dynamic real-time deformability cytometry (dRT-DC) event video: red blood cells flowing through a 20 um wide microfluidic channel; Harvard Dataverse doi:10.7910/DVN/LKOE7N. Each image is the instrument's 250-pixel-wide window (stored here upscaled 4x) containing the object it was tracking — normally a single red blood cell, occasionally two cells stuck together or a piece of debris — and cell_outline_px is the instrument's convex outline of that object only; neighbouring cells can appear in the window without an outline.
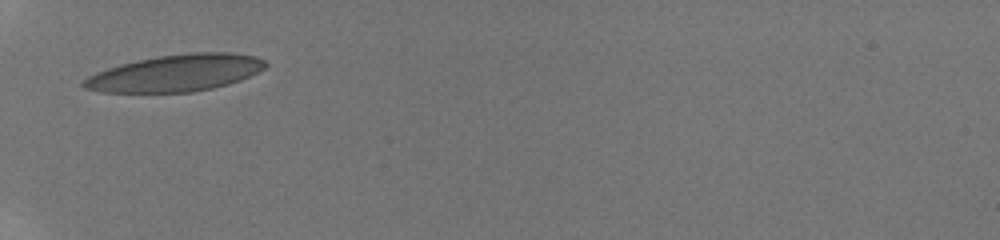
{"species": "human", "species_latin": "Homo sapiens", "temperature_condition": "room temperature", "stored_images_in_passage": 31, "camera_frame_rate_fps": 3000, "um_per_image_px": 0.085, "donor": {"sex": "male"}, "frame": {"image": 1, "passage_image": 1, "time_ms": 0.0, "image_size_px": [1000, 240], "cell_outline_px": [[268, 64], [264, 68], [240, 80], [228, 84], [212, 88], [192, 92], [100, 92], [84, 88], [80, 84], [88, 76], [96, 72], [120, 64], [136, 60], [160, 56], [188, 52], [232, 52], [256, 56], [268, 60]], "centroid_in_image_um": [14.95, 6.2], "position_along_channel_um": 70.1, "area_um2": 39.07}}
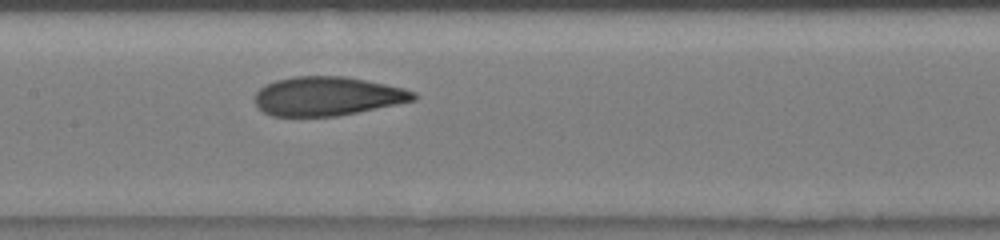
{"frame": {"image": 2, "passage_image": 10, "time_ms": 3.0, "image_size_px": [1000, 240], "cell_outline_px": [[416, 100], [336, 116], [272, 116], [264, 112], [256, 104], [256, 92], [264, 84], [276, 80], [292, 76], [344, 76], [404, 88], [416, 92]], "centroid_in_image_um": [27.8, 8.17], "position_along_channel_um": 179.6, "area_um2": 35.78}}
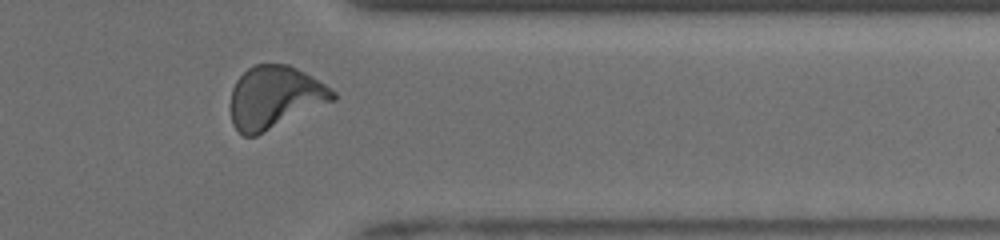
{"frame": {"image": 3, "passage_image": 26, "time_ms": 8.333, "image_size_px": [1000, 240], "cell_outline_px": [[336, 100], [256, 136], [244, 136], [232, 124], [232, 88], [236, 80], [248, 68], [256, 64], [288, 64], [304, 72], [324, 84], [336, 92]], "centroid_in_image_um": [23.37, 8.27], "position_along_channel_um": 388.0, "area_um2": 37.05}, "authors_computed_cell_mechanics": {"area_um2": 35.8938, "velocity_mm_per_s": 3.9449, "shape_relaxation_time_tau1_ms": 5.9483, "shape_relaxation_time_tau2_ms": 0.9993, "deformation_change_tau1": 0.1957, "deformation_change_tau2": 0.0684}}